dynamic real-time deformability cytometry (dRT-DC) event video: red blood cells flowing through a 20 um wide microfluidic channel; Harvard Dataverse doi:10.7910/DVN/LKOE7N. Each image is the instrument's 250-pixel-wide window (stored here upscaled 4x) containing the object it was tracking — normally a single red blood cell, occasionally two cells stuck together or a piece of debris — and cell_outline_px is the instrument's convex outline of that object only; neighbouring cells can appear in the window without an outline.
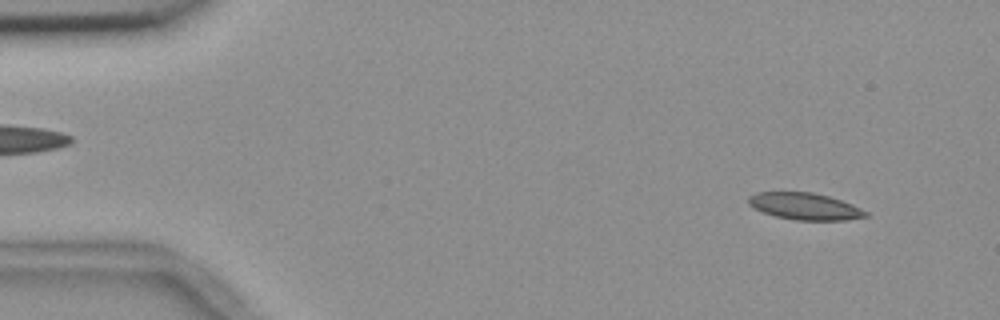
{"species": "common noctule bat (a hibernating species)", "species_latin": "Nyctalus noctula", "temperature_condition": "room temperature", "stored_images_in_passage": 55, "camera_frame_rate_fps": 3000, "um_per_image_px": 0.085, "animal": {"sex": "female", "body_mass_g": 18.4}, "frame": {"image": 1, "passage_image": 5, "time_ms": 1.333, "image_size_px": [1000, 320], "cell_outline_px": [[868, 216], [844, 220], [796, 220], [776, 216], [752, 208], [748, 204], [748, 196], [756, 192], [812, 192], [828, 196], [852, 204], [868, 212]], "centroid_in_image_um": [68.38, 17.53], "position_along_channel_um": 16.6, "area_um2": 18.26}}
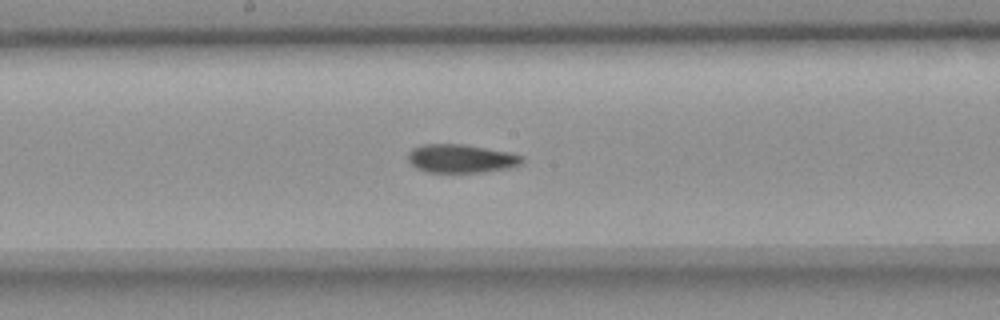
{"frame": {"image": 2, "passage_image": 29, "time_ms": 9.333, "image_size_px": [1000, 320], "cell_outline_px": [[524, 160], [520, 164], [508, 168], [484, 172], [424, 172], [416, 168], [408, 160], [408, 152], [412, 148], [424, 144], [464, 144], [508, 152], [524, 156]], "centroid_in_image_um": [39.17, 13.48], "position_along_channel_um": 209.0, "area_um2": 18.96}}
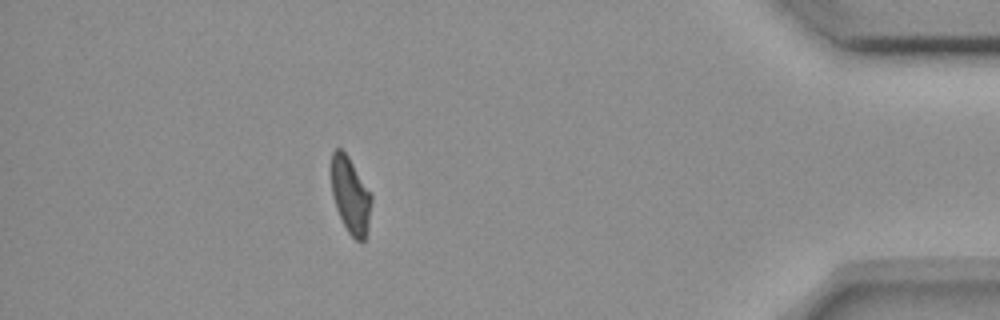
{"frame": {"image": 3, "passage_image": 49, "time_ms": 16.0, "image_size_px": [1000, 320], "cell_outline_px": [[372, 200], [368, 224], [364, 240], [360, 244], [348, 232], [336, 208], [332, 192], [332, 152], [336, 148], [340, 148], [348, 156], [372, 196]], "centroid_in_image_um": [29.79, 16.62], "position_along_channel_um": 405.4, "area_um2": 17.4}, "authors_computed_cell_mechanics": {"area_um2": 18.9006, "velocity_mm_per_s": 3.6729, "shape_relaxation_time_tau1_ms": 9.9492, "shape_relaxation_time_tau2_ms": 2.6982, "deformation_change_tau1": 0.205, "deformation_change_tau2": 0.0853}}